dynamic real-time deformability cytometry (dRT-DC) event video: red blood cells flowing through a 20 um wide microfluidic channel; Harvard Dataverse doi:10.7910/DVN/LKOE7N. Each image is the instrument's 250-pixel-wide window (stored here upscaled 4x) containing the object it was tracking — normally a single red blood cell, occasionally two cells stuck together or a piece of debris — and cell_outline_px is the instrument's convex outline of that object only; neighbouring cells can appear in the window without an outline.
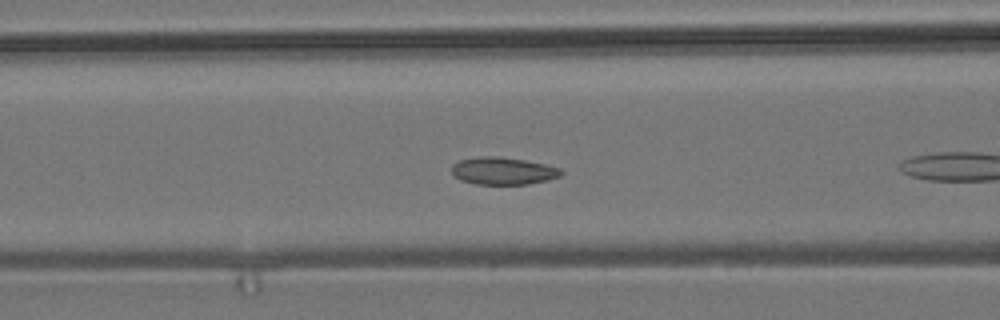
{"species": "common noctule bat (a hibernating species)", "species_latin": "Nyctalus noctula", "temperature_condition": "room temperature", "stored_images_in_passage": 41, "camera_frame_rate_fps": 3000, "um_per_image_px": 0.085, "animal": {"sex": "male", "body_mass_g": 19.2, "forearm_length_mm": 51.8}, "frame": {"image": 1, "passage_image": 7, "time_ms": 2.0, "image_size_px": [1000, 320], "cell_outline_px": [[564, 172], [560, 176], [548, 180], [528, 184], [476, 184], [460, 180], [452, 176], [452, 164], [460, 160], [480, 156], [500, 156], [524, 160], [544, 164], [560, 168]], "centroid_in_image_um": [42.74, 14.53], "position_along_channel_um": 123.9, "area_um2": 17.57}, "authors_computed_cell_mechanics": {"area_um2": 17.34, "velocity_mm_per_s": 3.7086, "shape_relaxation_time_tau1_ms": null, "shape_relaxation_time_tau2_ms": 9.8338, "deformation_change_tau1": null, "deformation_change_tau2": 0.1103}}